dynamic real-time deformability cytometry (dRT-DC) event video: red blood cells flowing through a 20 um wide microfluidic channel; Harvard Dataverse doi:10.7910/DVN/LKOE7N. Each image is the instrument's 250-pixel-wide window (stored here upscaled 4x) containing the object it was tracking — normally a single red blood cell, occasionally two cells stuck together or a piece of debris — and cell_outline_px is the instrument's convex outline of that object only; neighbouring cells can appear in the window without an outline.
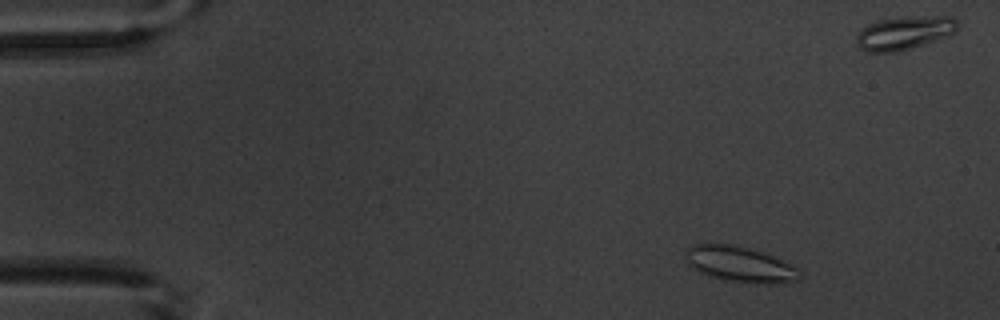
{"species": "common noctule bat (a hibernating species)", "species_latin": "Nyctalus noctula", "temperature_condition": "warm", "stored_images_in_passage": 9, "segment_of_instrument_passage": [1, 2], "camera_frame_rate_fps": 3000, "um_per_image_px": 0.085, "animal": {"sex": "male", "body_mass_g": 20.1, "forearm_length_mm": 53.5}, "frame": {"image": 1, "passage_image": 2, "time_ms": 1.333, "image_size_px": [1000, 320], "cell_outline_px": [[800, 276], [796, 280], [772, 284], [756, 284], [724, 280], [708, 276], [692, 268], [688, 264], [684, 256], [688, 248], [692, 244], [704, 240], [728, 244], [748, 248], [772, 256], [796, 268]], "centroid_in_image_um": [62.76, 22.44], "position_along_channel_um": 22.2, "area_um2": 23.87}}
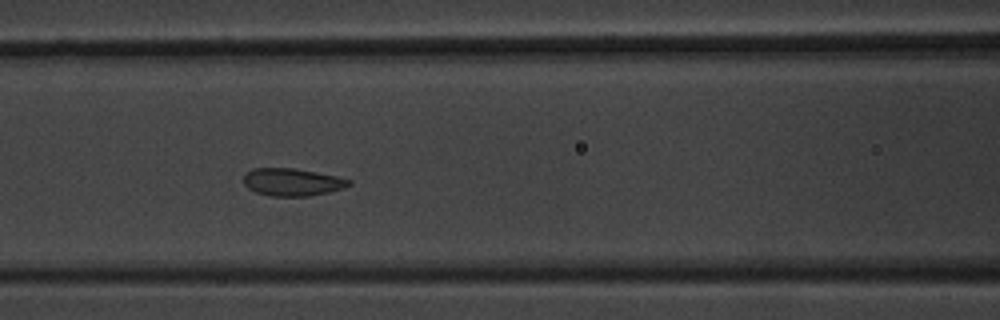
{"frame": {"image": 2, "passage_image": 7, "time_ms": 7.0, "image_size_px": [1000, 320], "cell_outline_px": [[352, 184], [344, 188], [328, 192], [308, 196], [268, 196], [256, 192], [248, 188], [244, 184], [244, 176], [252, 168], [292, 168], [336, 176], [352, 180]], "centroid_in_image_um": [24.84, 15.48], "position_along_channel_um": 141.8, "area_um2": 16.82}}
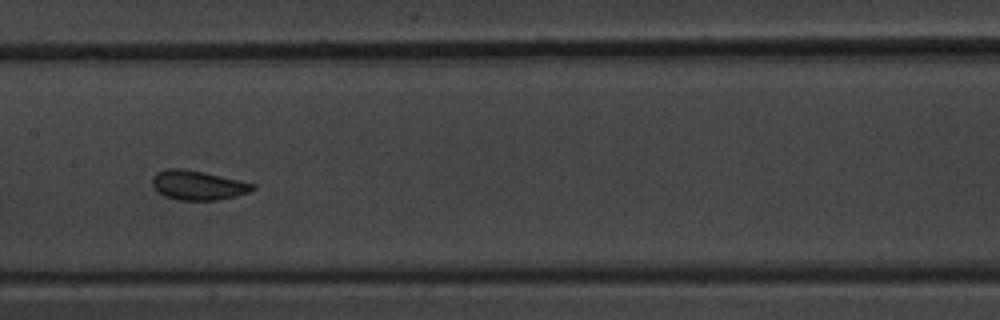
{"frame": {"image": 3, "passage_image": 8, "time_ms": 8.333, "image_size_px": [1000, 320], "cell_outline_px": [[256, 188], [248, 192], [236, 196], [216, 200], [176, 200], [164, 196], [156, 192], [152, 184], [152, 176], [156, 172], [164, 168], [180, 168], [204, 172], [240, 180], [256, 184]], "centroid_in_image_um": [16.78, 15.74], "position_along_channel_um": 190.6, "area_um2": 17.46}}